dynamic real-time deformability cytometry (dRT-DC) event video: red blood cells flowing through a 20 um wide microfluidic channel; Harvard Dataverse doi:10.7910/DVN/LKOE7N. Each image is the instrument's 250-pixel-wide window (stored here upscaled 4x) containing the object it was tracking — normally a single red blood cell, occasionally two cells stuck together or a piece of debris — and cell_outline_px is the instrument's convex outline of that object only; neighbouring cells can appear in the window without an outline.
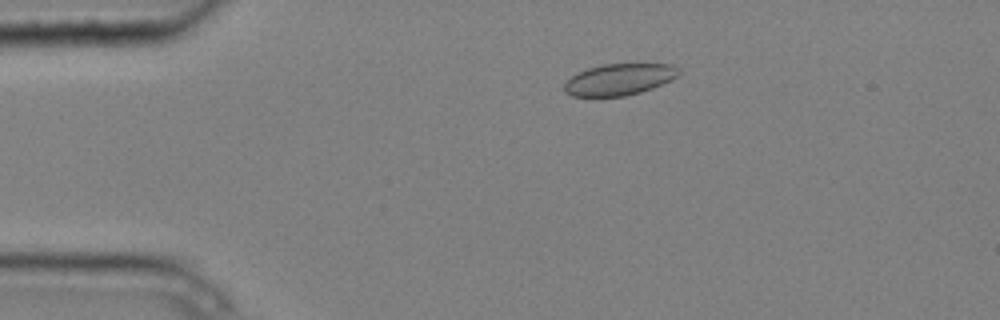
{"species": "common noctule bat (a hibernating species)", "species_latin": "Nyctalus noctula", "temperature_condition": "cold", "stored_images_in_passage": 5, "camera_frame_rate_fps": 3000, "um_per_image_px": 0.085, "animal": {"sex": "male", "body_mass_g": 20.4}, "frame": {"image": 1, "passage_image": 3, "time_ms": 0.667, "image_size_px": [1000, 320], "cell_outline_px": [[680, 72], [672, 80], [652, 88], [640, 92], [624, 96], [572, 96], [564, 92], [564, 84], [572, 76], [588, 68], [604, 64], [672, 64]], "centroid_in_image_um": [52.63, 6.75], "position_along_channel_um": 32.4, "area_um2": 20.75}}
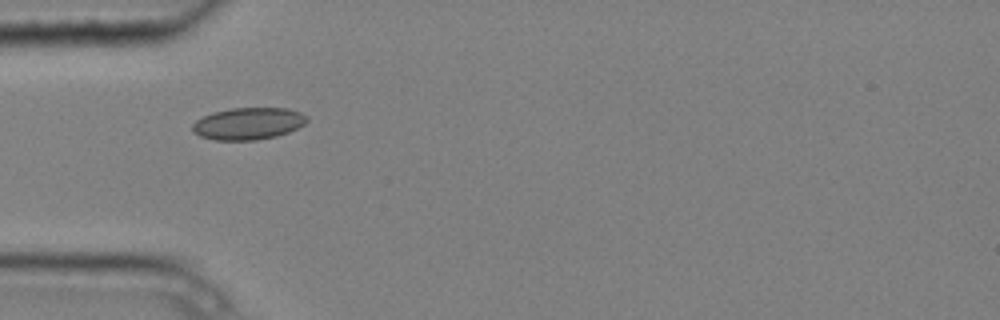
{"frame": {"image": 2, "passage_image": 5, "time_ms": 1.333, "image_size_px": [1000, 320], "cell_outline_px": [[308, 120], [304, 124], [288, 132], [276, 136], [256, 140], [216, 140], [200, 136], [192, 132], [192, 124], [196, 120], [212, 112], [232, 108], [288, 108], [300, 112], [308, 116]], "centroid_in_image_um": [21.1, 10.5], "position_along_channel_um": 63.9, "area_um2": 21.39}}